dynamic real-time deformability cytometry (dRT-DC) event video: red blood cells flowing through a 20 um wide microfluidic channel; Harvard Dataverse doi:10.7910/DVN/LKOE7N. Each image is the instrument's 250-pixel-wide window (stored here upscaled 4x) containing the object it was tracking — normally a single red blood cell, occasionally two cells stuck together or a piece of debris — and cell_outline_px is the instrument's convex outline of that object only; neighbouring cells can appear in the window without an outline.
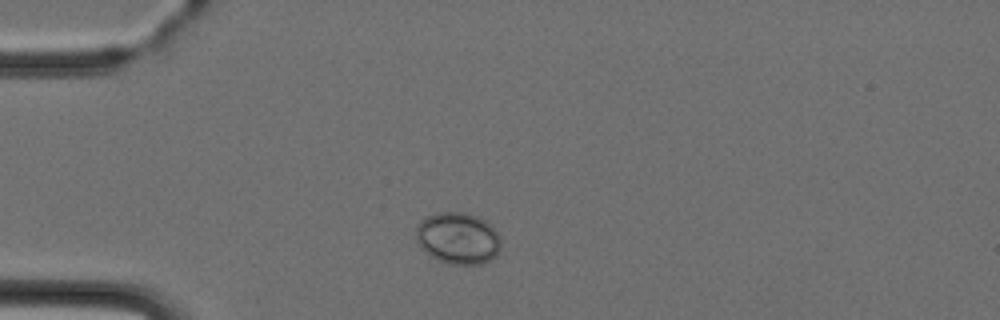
{"species": "Egyptian fruit bat (a non-hibernating species)", "species_latin": "Rousettus aegyptiacus", "temperature_condition": "cold", "stored_images_in_passage": 4, "camera_frame_rate_fps": 3000, "um_per_image_px": 0.085, "animal": {"sex": "female"}, "frame": {"image": 1, "passage_image": 1, "time_ms": 0.0, "image_size_px": [1000, 320], "cell_outline_px": [[500, 248], [496, 256], [480, 264], [448, 264], [432, 256], [420, 248], [416, 236], [416, 224], [420, 220], [428, 216], [440, 212], [468, 212], [480, 216], [500, 236]], "centroid_in_image_um": [38.91, 20.23], "position_along_channel_um": 46.1, "area_um2": 25.61}}
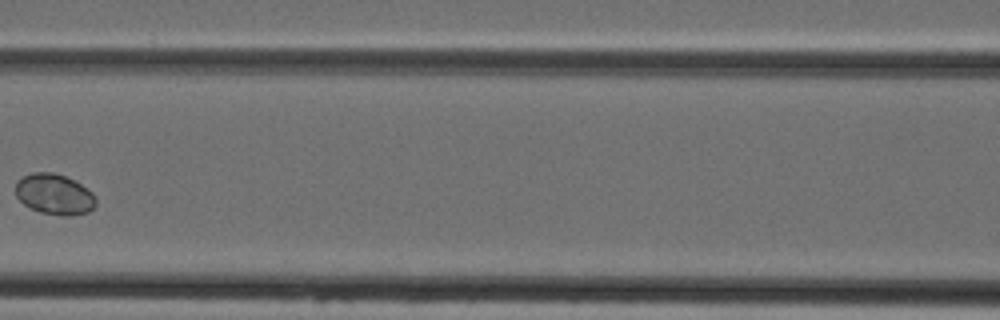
{"frame": {"image": 2, "passage_image": 4, "time_ms": 3.333, "image_size_px": [1000, 320], "cell_outline_px": [[96, 204], [88, 212], [72, 216], [64, 216], [40, 212], [24, 204], [16, 196], [16, 180], [32, 172], [52, 172], [64, 176], [88, 188], [96, 196]], "centroid_in_image_um": [4.63, 16.51], "position_along_channel_um": 162.0, "area_um2": 19.02}}